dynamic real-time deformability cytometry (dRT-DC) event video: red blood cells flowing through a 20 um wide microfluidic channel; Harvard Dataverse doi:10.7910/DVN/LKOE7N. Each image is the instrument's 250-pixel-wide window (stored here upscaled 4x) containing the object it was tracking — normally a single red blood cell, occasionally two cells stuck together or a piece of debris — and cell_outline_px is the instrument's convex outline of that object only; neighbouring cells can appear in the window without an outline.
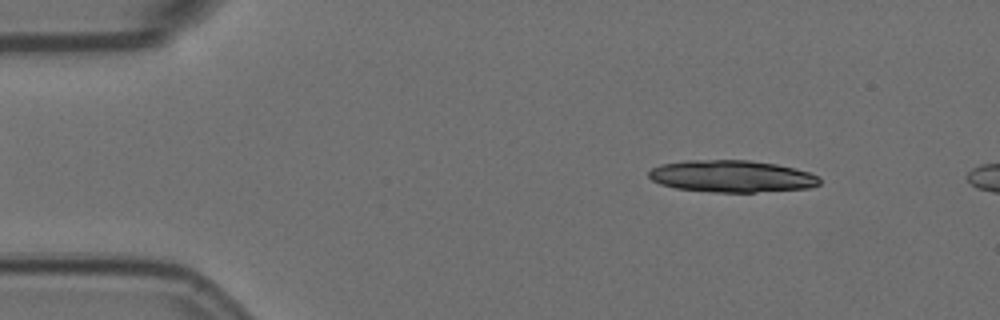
{"species": "Egyptian fruit bat (a non-hibernating species)", "species_latin": "Rousettus aegyptiacus", "temperature_condition": "room temperature", "stored_images_in_passage": 3, "camera_frame_rate_fps": 3000, "um_per_image_px": 0.085, "animal": {"sex": "female"}, "frame": {"image": 1, "passage_image": 1, "time_ms": 0.0, "image_size_px": [1000, 320], "cell_outline_px": [[820, 184], [808, 188], [756, 192], [712, 192], [676, 188], [660, 184], [652, 180], [648, 176], [648, 172], [652, 168], [660, 164], [688, 160], [748, 160], [776, 164], [808, 172], [816, 176], [820, 180]], "centroid_in_image_um": [62.15, 14.98], "position_along_channel_um": 22.9, "area_um2": 31.67}}